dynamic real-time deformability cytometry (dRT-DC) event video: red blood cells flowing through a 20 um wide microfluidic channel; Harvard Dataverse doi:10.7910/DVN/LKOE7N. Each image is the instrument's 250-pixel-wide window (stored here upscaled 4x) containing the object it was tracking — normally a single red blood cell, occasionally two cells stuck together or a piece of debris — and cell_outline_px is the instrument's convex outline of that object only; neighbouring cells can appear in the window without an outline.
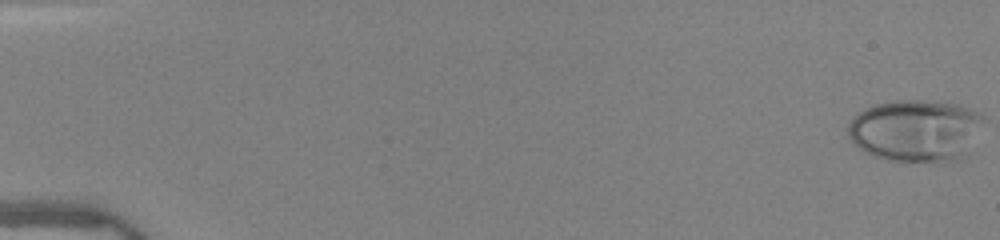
{"species": "human", "species_latin": "Homo sapiens", "temperature_condition": "warm", "stored_images_in_passage": 51, "camera_frame_rate_fps": 3000, "um_per_image_px": 0.085, "donor": {"sex": "female"}, "frame": {"image": 1, "passage_image": 1, "time_ms": 0.0, "image_size_px": [1000, 240], "cell_outline_px": [[984, 120], [968, 156], [964, 160], [944, 164], [940, 164], [884, 160], [852, 144], [848, 136], [848, 124], [852, 116], [876, 104], [896, 100], [936, 100], [960, 104], [980, 112], [984, 116]], "centroid_in_image_um": [77.91, 11.13], "position_along_channel_um": 7.1, "area_um2": 50.63}}
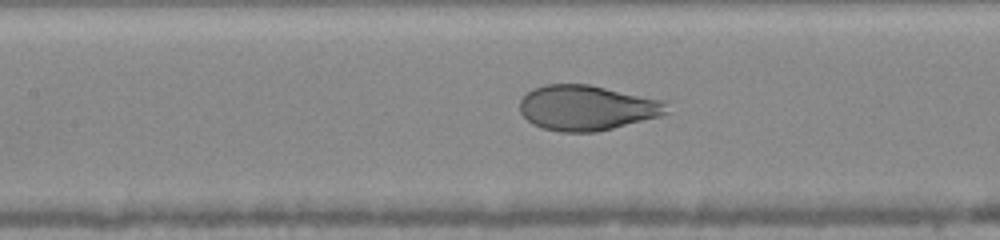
{"frame": {"image": 2, "passage_image": 25, "time_ms": 8.0, "image_size_px": [1000, 240], "cell_outline_px": [[668, 112], [660, 116], [596, 132], [560, 132], [544, 128], [532, 124], [520, 112], [520, 100], [532, 88], [544, 84], [588, 84], [668, 100]], "centroid_in_image_um": [49.91, 9.15], "position_along_channel_um": 157.5, "area_um2": 38.96}}
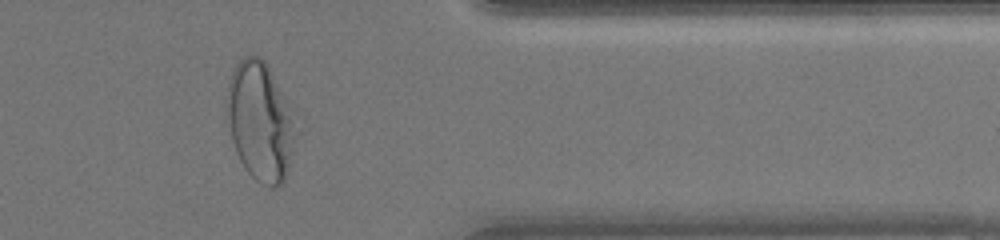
{"frame": {"image": 3, "passage_image": 43, "time_ms": 14.0, "image_size_px": [1000, 240], "cell_outline_px": [[296, 136], [288, 168], [284, 180], [276, 188], [272, 188], [260, 184], [244, 168], [236, 152], [232, 140], [228, 116], [228, 84], [232, 72], [236, 64], [244, 56], [260, 56], [268, 64], [296, 132]], "centroid_in_image_um": [22.08, 10.37], "position_along_channel_um": 389.3, "area_um2": 46.07}}